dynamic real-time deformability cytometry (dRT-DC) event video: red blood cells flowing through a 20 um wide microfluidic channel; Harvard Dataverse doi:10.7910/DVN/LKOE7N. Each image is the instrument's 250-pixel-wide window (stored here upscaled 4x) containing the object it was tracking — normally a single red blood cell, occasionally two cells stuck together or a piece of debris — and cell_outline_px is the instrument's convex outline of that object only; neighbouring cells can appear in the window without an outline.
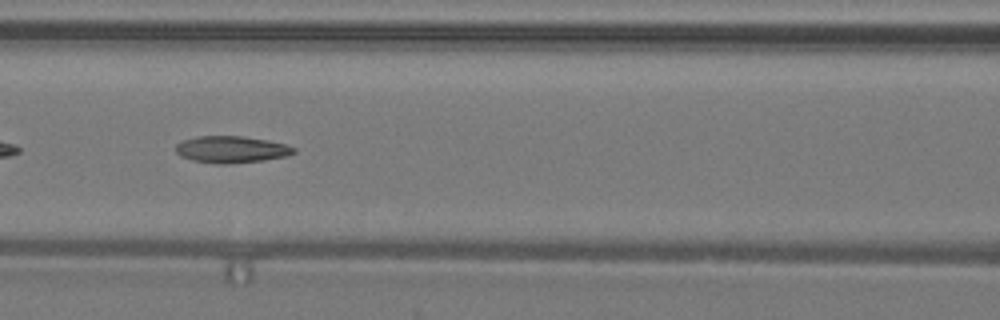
{"species": "common noctule bat (a hibernating species)", "species_latin": "Nyctalus noctula", "temperature_condition": "warm", "stored_images_in_passage": 49, "camera_frame_rate_fps": 3000, "um_per_image_px": 0.085, "animal": {"sex": "male", "body_mass_g": 19.2, "forearm_length_mm": 51.8}, "frame": {"image": 1, "passage_image": 22, "time_ms": 7.0, "image_size_px": [1000, 320], "cell_outline_px": [[296, 152], [288, 156], [264, 160], [224, 164], [216, 164], [192, 160], [180, 156], [176, 152], [176, 144], [184, 140], [196, 136], [244, 136], [268, 140], [284, 144], [296, 148]], "centroid_in_image_um": [19.67, 12.7], "position_along_channel_um": 146.9, "area_um2": 18.5}}
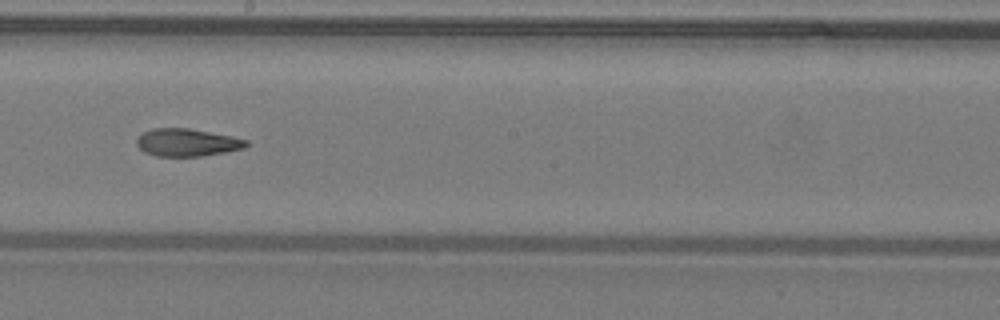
{"frame": {"image": 2, "passage_image": 28, "time_ms": 9.0, "image_size_px": [1000, 320], "cell_outline_px": [[248, 144], [244, 148], [224, 152], [200, 156], [156, 156], [144, 152], [136, 144], [136, 140], [144, 132], [152, 128], [188, 128], [232, 136], [248, 140]], "centroid_in_image_um": [15.89, 12.11], "position_along_channel_um": 232.3, "area_um2": 17.51}, "authors_computed_cell_mechanics": {"area_um2": 18.9006, "velocity_mm_per_s": 4.2873, "shape_relaxation_time_tau1_ms": null, "shape_relaxation_time_tau2_ms": 3.4148, "deformation_change_tau1": null, "deformation_change_tau2": 0.114}}